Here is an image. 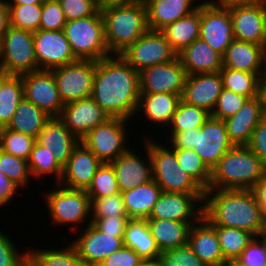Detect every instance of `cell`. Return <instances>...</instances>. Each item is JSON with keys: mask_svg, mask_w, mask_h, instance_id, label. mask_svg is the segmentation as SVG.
I'll return each instance as SVG.
<instances>
[{"mask_svg": "<svg viewBox=\"0 0 266 266\" xmlns=\"http://www.w3.org/2000/svg\"><path fill=\"white\" fill-rule=\"evenodd\" d=\"M91 97L109 117L129 120L139 105L138 71L121 55L102 58L96 62Z\"/></svg>", "mask_w": 266, "mask_h": 266, "instance_id": "1", "label": "cell"}, {"mask_svg": "<svg viewBox=\"0 0 266 266\" xmlns=\"http://www.w3.org/2000/svg\"><path fill=\"white\" fill-rule=\"evenodd\" d=\"M203 218L212 227H231L259 234L262 208L251 190L206 189Z\"/></svg>", "mask_w": 266, "mask_h": 266, "instance_id": "2", "label": "cell"}, {"mask_svg": "<svg viewBox=\"0 0 266 266\" xmlns=\"http://www.w3.org/2000/svg\"><path fill=\"white\" fill-rule=\"evenodd\" d=\"M100 12L111 55H120L149 30L144 0L131 4L100 6Z\"/></svg>", "mask_w": 266, "mask_h": 266, "instance_id": "3", "label": "cell"}, {"mask_svg": "<svg viewBox=\"0 0 266 266\" xmlns=\"http://www.w3.org/2000/svg\"><path fill=\"white\" fill-rule=\"evenodd\" d=\"M266 169L247 145H234L211 170L208 189L250 190Z\"/></svg>", "mask_w": 266, "mask_h": 266, "instance_id": "4", "label": "cell"}, {"mask_svg": "<svg viewBox=\"0 0 266 266\" xmlns=\"http://www.w3.org/2000/svg\"><path fill=\"white\" fill-rule=\"evenodd\" d=\"M170 140L173 149H193L212 170L220 158L234 145L229 140L223 120L212 116L201 128L182 132H171Z\"/></svg>", "mask_w": 266, "mask_h": 266, "instance_id": "5", "label": "cell"}, {"mask_svg": "<svg viewBox=\"0 0 266 266\" xmlns=\"http://www.w3.org/2000/svg\"><path fill=\"white\" fill-rule=\"evenodd\" d=\"M63 31L76 59L97 62L111 56L100 10L93 16L66 21Z\"/></svg>", "mask_w": 266, "mask_h": 266, "instance_id": "6", "label": "cell"}, {"mask_svg": "<svg viewBox=\"0 0 266 266\" xmlns=\"http://www.w3.org/2000/svg\"><path fill=\"white\" fill-rule=\"evenodd\" d=\"M149 137V154L153 180L163 192L205 193V189L177 162L175 149Z\"/></svg>", "mask_w": 266, "mask_h": 266, "instance_id": "7", "label": "cell"}, {"mask_svg": "<svg viewBox=\"0 0 266 266\" xmlns=\"http://www.w3.org/2000/svg\"><path fill=\"white\" fill-rule=\"evenodd\" d=\"M0 63L4 75L38 70L33 32L9 26L0 41Z\"/></svg>", "mask_w": 266, "mask_h": 266, "instance_id": "8", "label": "cell"}, {"mask_svg": "<svg viewBox=\"0 0 266 266\" xmlns=\"http://www.w3.org/2000/svg\"><path fill=\"white\" fill-rule=\"evenodd\" d=\"M127 121L129 122L123 118L110 117L92 129L80 142L100 161L110 163L128 150V146H125L128 137Z\"/></svg>", "mask_w": 266, "mask_h": 266, "instance_id": "9", "label": "cell"}, {"mask_svg": "<svg viewBox=\"0 0 266 266\" xmlns=\"http://www.w3.org/2000/svg\"><path fill=\"white\" fill-rule=\"evenodd\" d=\"M56 187L54 191L49 190V193L45 194V203L53 223L75 226L85 222L84 220L91 221V200L86 190L69 189L58 183Z\"/></svg>", "mask_w": 266, "mask_h": 266, "instance_id": "10", "label": "cell"}, {"mask_svg": "<svg viewBox=\"0 0 266 266\" xmlns=\"http://www.w3.org/2000/svg\"><path fill=\"white\" fill-rule=\"evenodd\" d=\"M63 104L91 96L96 61L76 60L51 70Z\"/></svg>", "mask_w": 266, "mask_h": 266, "instance_id": "11", "label": "cell"}, {"mask_svg": "<svg viewBox=\"0 0 266 266\" xmlns=\"http://www.w3.org/2000/svg\"><path fill=\"white\" fill-rule=\"evenodd\" d=\"M213 50L225 54L235 40L229 7L215 0L200 3V37Z\"/></svg>", "mask_w": 266, "mask_h": 266, "instance_id": "12", "label": "cell"}, {"mask_svg": "<svg viewBox=\"0 0 266 266\" xmlns=\"http://www.w3.org/2000/svg\"><path fill=\"white\" fill-rule=\"evenodd\" d=\"M136 71L178 58L161 31L148 30L120 54Z\"/></svg>", "mask_w": 266, "mask_h": 266, "instance_id": "13", "label": "cell"}, {"mask_svg": "<svg viewBox=\"0 0 266 266\" xmlns=\"http://www.w3.org/2000/svg\"><path fill=\"white\" fill-rule=\"evenodd\" d=\"M204 195L205 193L162 192L147 219L199 222L203 218L204 207L197 202H204Z\"/></svg>", "mask_w": 266, "mask_h": 266, "instance_id": "14", "label": "cell"}, {"mask_svg": "<svg viewBox=\"0 0 266 266\" xmlns=\"http://www.w3.org/2000/svg\"><path fill=\"white\" fill-rule=\"evenodd\" d=\"M24 98L51 117H59L64 104L51 70H35L21 75Z\"/></svg>", "mask_w": 266, "mask_h": 266, "instance_id": "15", "label": "cell"}, {"mask_svg": "<svg viewBox=\"0 0 266 266\" xmlns=\"http://www.w3.org/2000/svg\"><path fill=\"white\" fill-rule=\"evenodd\" d=\"M138 74L140 93L181 95L187 78V72L179 58L168 63L146 67Z\"/></svg>", "mask_w": 266, "mask_h": 266, "instance_id": "16", "label": "cell"}, {"mask_svg": "<svg viewBox=\"0 0 266 266\" xmlns=\"http://www.w3.org/2000/svg\"><path fill=\"white\" fill-rule=\"evenodd\" d=\"M38 69L52 70L77 59L73 55L63 30H37L33 33Z\"/></svg>", "mask_w": 266, "mask_h": 266, "instance_id": "17", "label": "cell"}, {"mask_svg": "<svg viewBox=\"0 0 266 266\" xmlns=\"http://www.w3.org/2000/svg\"><path fill=\"white\" fill-rule=\"evenodd\" d=\"M234 38L266 46V4L229 7Z\"/></svg>", "mask_w": 266, "mask_h": 266, "instance_id": "18", "label": "cell"}, {"mask_svg": "<svg viewBox=\"0 0 266 266\" xmlns=\"http://www.w3.org/2000/svg\"><path fill=\"white\" fill-rule=\"evenodd\" d=\"M71 244L88 266H98L124 245L123 237L106 235L99 231L90 221L84 232L77 239L75 237Z\"/></svg>", "mask_w": 266, "mask_h": 266, "instance_id": "19", "label": "cell"}, {"mask_svg": "<svg viewBox=\"0 0 266 266\" xmlns=\"http://www.w3.org/2000/svg\"><path fill=\"white\" fill-rule=\"evenodd\" d=\"M59 118L81 140L97 125L110 117L90 96L64 104Z\"/></svg>", "mask_w": 266, "mask_h": 266, "instance_id": "20", "label": "cell"}, {"mask_svg": "<svg viewBox=\"0 0 266 266\" xmlns=\"http://www.w3.org/2000/svg\"><path fill=\"white\" fill-rule=\"evenodd\" d=\"M144 143L148 160L141 159L140 155L128 149L117 159L110 162L115 170L121 193L134 189L153 179L152 163L149 154V137L146 138L145 136Z\"/></svg>", "mask_w": 266, "mask_h": 266, "instance_id": "21", "label": "cell"}, {"mask_svg": "<svg viewBox=\"0 0 266 266\" xmlns=\"http://www.w3.org/2000/svg\"><path fill=\"white\" fill-rule=\"evenodd\" d=\"M102 163L80 142L74 148L68 162L63 166L62 177L58 184L69 189L87 190Z\"/></svg>", "mask_w": 266, "mask_h": 266, "instance_id": "22", "label": "cell"}, {"mask_svg": "<svg viewBox=\"0 0 266 266\" xmlns=\"http://www.w3.org/2000/svg\"><path fill=\"white\" fill-rule=\"evenodd\" d=\"M222 90L220 71L187 75L181 101L212 113Z\"/></svg>", "mask_w": 266, "mask_h": 266, "instance_id": "23", "label": "cell"}, {"mask_svg": "<svg viewBox=\"0 0 266 266\" xmlns=\"http://www.w3.org/2000/svg\"><path fill=\"white\" fill-rule=\"evenodd\" d=\"M36 142L50 150L63 167L80 140L65 126L59 117H51L38 134Z\"/></svg>", "mask_w": 266, "mask_h": 266, "instance_id": "24", "label": "cell"}, {"mask_svg": "<svg viewBox=\"0 0 266 266\" xmlns=\"http://www.w3.org/2000/svg\"><path fill=\"white\" fill-rule=\"evenodd\" d=\"M265 116L260 97L248 99L236 114L224 120L229 140L233 145H247Z\"/></svg>", "mask_w": 266, "mask_h": 266, "instance_id": "25", "label": "cell"}, {"mask_svg": "<svg viewBox=\"0 0 266 266\" xmlns=\"http://www.w3.org/2000/svg\"><path fill=\"white\" fill-rule=\"evenodd\" d=\"M188 245L206 266H222L226 261L216 230L204 218L192 225Z\"/></svg>", "mask_w": 266, "mask_h": 266, "instance_id": "26", "label": "cell"}, {"mask_svg": "<svg viewBox=\"0 0 266 266\" xmlns=\"http://www.w3.org/2000/svg\"><path fill=\"white\" fill-rule=\"evenodd\" d=\"M187 75L219 72L223 68V58L200 38L193 41L178 54Z\"/></svg>", "mask_w": 266, "mask_h": 266, "instance_id": "27", "label": "cell"}, {"mask_svg": "<svg viewBox=\"0 0 266 266\" xmlns=\"http://www.w3.org/2000/svg\"><path fill=\"white\" fill-rule=\"evenodd\" d=\"M196 0H144L147 7L149 30L161 31L198 8ZM193 3V4H192Z\"/></svg>", "mask_w": 266, "mask_h": 266, "instance_id": "28", "label": "cell"}, {"mask_svg": "<svg viewBox=\"0 0 266 266\" xmlns=\"http://www.w3.org/2000/svg\"><path fill=\"white\" fill-rule=\"evenodd\" d=\"M265 51L266 46L234 40L222 56L223 67L259 73Z\"/></svg>", "mask_w": 266, "mask_h": 266, "instance_id": "29", "label": "cell"}, {"mask_svg": "<svg viewBox=\"0 0 266 266\" xmlns=\"http://www.w3.org/2000/svg\"><path fill=\"white\" fill-rule=\"evenodd\" d=\"M146 221L161 252L187 245L190 229L197 223L163 219H146Z\"/></svg>", "mask_w": 266, "mask_h": 266, "instance_id": "30", "label": "cell"}, {"mask_svg": "<svg viewBox=\"0 0 266 266\" xmlns=\"http://www.w3.org/2000/svg\"><path fill=\"white\" fill-rule=\"evenodd\" d=\"M181 95L173 93H140L139 111L148 118V121L154 124L170 125L173 114L175 113Z\"/></svg>", "mask_w": 266, "mask_h": 266, "instance_id": "31", "label": "cell"}, {"mask_svg": "<svg viewBox=\"0 0 266 266\" xmlns=\"http://www.w3.org/2000/svg\"><path fill=\"white\" fill-rule=\"evenodd\" d=\"M162 192L153 179L134 189L122 192L128 217L147 219Z\"/></svg>", "mask_w": 266, "mask_h": 266, "instance_id": "32", "label": "cell"}, {"mask_svg": "<svg viewBox=\"0 0 266 266\" xmlns=\"http://www.w3.org/2000/svg\"><path fill=\"white\" fill-rule=\"evenodd\" d=\"M161 32L177 54L182 52L200 37V3L195 11L167 25Z\"/></svg>", "mask_w": 266, "mask_h": 266, "instance_id": "33", "label": "cell"}, {"mask_svg": "<svg viewBox=\"0 0 266 266\" xmlns=\"http://www.w3.org/2000/svg\"><path fill=\"white\" fill-rule=\"evenodd\" d=\"M123 244L133 249L142 259H157L161 254L146 219L130 218L124 232Z\"/></svg>", "mask_w": 266, "mask_h": 266, "instance_id": "34", "label": "cell"}, {"mask_svg": "<svg viewBox=\"0 0 266 266\" xmlns=\"http://www.w3.org/2000/svg\"><path fill=\"white\" fill-rule=\"evenodd\" d=\"M50 118L51 116L44 110L36 107L32 102L23 98L7 127L37 138Z\"/></svg>", "mask_w": 266, "mask_h": 266, "instance_id": "35", "label": "cell"}, {"mask_svg": "<svg viewBox=\"0 0 266 266\" xmlns=\"http://www.w3.org/2000/svg\"><path fill=\"white\" fill-rule=\"evenodd\" d=\"M23 98L21 75L0 74V129L9 125Z\"/></svg>", "mask_w": 266, "mask_h": 266, "instance_id": "36", "label": "cell"}, {"mask_svg": "<svg viewBox=\"0 0 266 266\" xmlns=\"http://www.w3.org/2000/svg\"><path fill=\"white\" fill-rule=\"evenodd\" d=\"M28 266H88L78 255L75 247L69 244L60 249L30 250Z\"/></svg>", "mask_w": 266, "mask_h": 266, "instance_id": "37", "label": "cell"}, {"mask_svg": "<svg viewBox=\"0 0 266 266\" xmlns=\"http://www.w3.org/2000/svg\"><path fill=\"white\" fill-rule=\"evenodd\" d=\"M223 88L248 99L259 96V73H249L223 67L220 70Z\"/></svg>", "mask_w": 266, "mask_h": 266, "instance_id": "38", "label": "cell"}, {"mask_svg": "<svg viewBox=\"0 0 266 266\" xmlns=\"http://www.w3.org/2000/svg\"><path fill=\"white\" fill-rule=\"evenodd\" d=\"M216 230L221 251L225 260L237 259L250 241L252 233L231 227H213Z\"/></svg>", "mask_w": 266, "mask_h": 266, "instance_id": "39", "label": "cell"}, {"mask_svg": "<svg viewBox=\"0 0 266 266\" xmlns=\"http://www.w3.org/2000/svg\"><path fill=\"white\" fill-rule=\"evenodd\" d=\"M28 166L32 177L43 178L44 175L55 174L56 184L59 183L62 177L63 167L58 163L50 150L37 142L33 145L28 159Z\"/></svg>", "mask_w": 266, "mask_h": 266, "instance_id": "40", "label": "cell"}, {"mask_svg": "<svg viewBox=\"0 0 266 266\" xmlns=\"http://www.w3.org/2000/svg\"><path fill=\"white\" fill-rule=\"evenodd\" d=\"M210 116L211 113L205 109L180 101L168 127H170L171 132L201 128Z\"/></svg>", "mask_w": 266, "mask_h": 266, "instance_id": "41", "label": "cell"}, {"mask_svg": "<svg viewBox=\"0 0 266 266\" xmlns=\"http://www.w3.org/2000/svg\"><path fill=\"white\" fill-rule=\"evenodd\" d=\"M10 26L26 31L39 30L42 4H7Z\"/></svg>", "mask_w": 266, "mask_h": 266, "instance_id": "42", "label": "cell"}, {"mask_svg": "<svg viewBox=\"0 0 266 266\" xmlns=\"http://www.w3.org/2000/svg\"><path fill=\"white\" fill-rule=\"evenodd\" d=\"M36 138L14 131L8 127L0 129V149L28 161Z\"/></svg>", "mask_w": 266, "mask_h": 266, "instance_id": "43", "label": "cell"}, {"mask_svg": "<svg viewBox=\"0 0 266 266\" xmlns=\"http://www.w3.org/2000/svg\"><path fill=\"white\" fill-rule=\"evenodd\" d=\"M86 192L90 199L120 193L116 173L110 163H102L97 169Z\"/></svg>", "mask_w": 266, "mask_h": 266, "instance_id": "44", "label": "cell"}, {"mask_svg": "<svg viewBox=\"0 0 266 266\" xmlns=\"http://www.w3.org/2000/svg\"><path fill=\"white\" fill-rule=\"evenodd\" d=\"M177 162L185 172L190 174L205 190L211 180V170L193 149H175Z\"/></svg>", "mask_w": 266, "mask_h": 266, "instance_id": "45", "label": "cell"}, {"mask_svg": "<svg viewBox=\"0 0 266 266\" xmlns=\"http://www.w3.org/2000/svg\"><path fill=\"white\" fill-rule=\"evenodd\" d=\"M91 200V220L97 218L128 217L122 193Z\"/></svg>", "mask_w": 266, "mask_h": 266, "instance_id": "46", "label": "cell"}, {"mask_svg": "<svg viewBox=\"0 0 266 266\" xmlns=\"http://www.w3.org/2000/svg\"><path fill=\"white\" fill-rule=\"evenodd\" d=\"M0 171L20 187L28 183L31 177L28 161L0 149Z\"/></svg>", "mask_w": 266, "mask_h": 266, "instance_id": "47", "label": "cell"}, {"mask_svg": "<svg viewBox=\"0 0 266 266\" xmlns=\"http://www.w3.org/2000/svg\"><path fill=\"white\" fill-rule=\"evenodd\" d=\"M158 260L161 266H206L188 244L162 251Z\"/></svg>", "mask_w": 266, "mask_h": 266, "instance_id": "48", "label": "cell"}, {"mask_svg": "<svg viewBox=\"0 0 266 266\" xmlns=\"http://www.w3.org/2000/svg\"><path fill=\"white\" fill-rule=\"evenodd\" d=\"M247 100V97L223 88L211 116L224 121L236 114Z\"/></svg>", "mask_w": 266, "mask_h": 266, "instance_id": "49", "label": "cell"}, {"mask_svg": "<svg viewBox=\"0 0 266 266\" xmlns=\"http://www.w3.org/2000/svg\"><path fill=\"white\" fill-rule=\"evenodd\" d=\"M66 24L64 12L58 0H44L42 4L41 30H63Z\"/></svg>", "mask_w": 266, "mask_h": 266, "instance_id": "50", "label": "cell"}, {"mask_svg": "<svg viewBox=\"0 0 266 266\" xmlns=\"http://www.w3.org/2000/svg\"><path fill=\"white\" fill-rule=\"evenodd\" d=\"M66 21L86 18L100 10L98 0H58Z\"/></svg>", "mask_w": 266, "mask_h": 266, "instance_id": "51", "label": "cell"}, {"mask_svg": "<svg viewBox=\"0 0 266 266\" xmlns=\"http://www.w3.org/2000/svg\"><path fill=\"white\" fill-rule=\"evenodd\" d=\"M15 245L8 235L0 231V266H28V249L21 253Z\"/></svg>", "mask_w": 266, "mask_h": 266, "instance_id": "52", "label": "cell"}, {"mask_svg": "<svg viewBox=\"0 0 266 266\" xmlns=\"http://www.w3.org/2000/svg\"><path fill=\"white\" fill-rule=\"evenodd\" d=\"M237 260L243 266H266V240L255 236Z\"/></svg>", "mask_w": 266, "mask_h": 266, "instance_id": "53", "label": "cell"}, {"mask_svg": "<svg viewBox=\"0 0 266 266\" xmlns=\"http://www.w3.org/2000/svg\"><path fill=\"white\" fill-rule=\"evenodd\" d=\"M129 217H111V218H97L90 222L104 234L114 235V237H124V232Z\"/></svg>", "mask_w": 266, "mask_h": 266, "instance_id": "54", "label": "cell"}, {"mask_svg": "<svg viewBox=\"0 0 266 266\" xmlns=\"http://www.w3.org/2000/svg\"><path fill=\"white\" fill-rule=\"evenodd\" d=\"M140 261L142 258L133 249L123 245L98 266H136Z\"/></svg>", "mask_w": 266, "mask_h": 266, "instance_id": "55", "label": "cell"}, {"mask_svg": "<svg viewBox=\"0 0 266 266\" xmlns=\"http://www.w3.org/2000/svg\"><path fill=\"white\" fill-rule=\"evenodd\" d=\"M247 146L260 158L266 169V116L255 127Z\"/></svg>", "mask_w": 266, "mask_h": 266, "instance_id": "56", "label": "cell"}, {"mask_svg": "<svg viewBox=\"0 0 266 266\" xmlns=\"http://www.w3.org/2000/svg\"><path fill=\"white\" fill-rule=\"evenodd\" d=\"M20 187L0 171V207L6 205L19 192Z\"/></svg>", "mask_w": 266, "mask_h": 266, "instance_id": "57", "label": "cell"}, {"mask_svg": "<svg viewBox=\"0 0 266 266\" xmlns=\"http://www.w3.org/2000/svg\"><path fill=\"white\" fill-rule=\"evenodd\" d=\"M250 190L253 192L262 211H266V174Z\"/></svg>", "mask_w": 266, "mask_h": 266, "instance_id": "58", "label": "cell"}, {"mask_svg": "<svg viewBox=\"0 0 266 266\" xmlns=\"http://www.w3.org/2000/svg\"><path fill=\"white\" fill-rule=\"evenodd\" d=\"M9 26V8L7 6V2L0 0V41Z\"/></svg>", "mask_w": 266, "mask_h": 266, "instance_id": "59", "label": "cell"}, {"mask_svg": "<svg viewBox=\"0 0 266 266\" xmlns=\"http://www.w3.org/2000/svg\"><path fill=\"white\" fill-rule=\"evenodd\" d=\"M226 7L266 4V0H216Z\"/></svg>", "mask_w": 266, "mask_h": 266, "instance_id": "60", "label": "cell"}, {"mask_svg": "<svg viewBox=\"0 0 266 266\" xmlns=\"http://www.w3.org/2000/svg\"><path fill=\"white\" fill-rule=\"evenodd\" d=\"M100 6H107L112 4H131V3H137L142 0H98Z\"/></svg>", "mask_w": 266, "mask_h": 266, "instance_id": "61", "label": "cell"}, {"mask_svg": "<svg viewBox=\"0 0 266 266\" xmlns=\"http://www.w3.org/2000/svg\"><path fill=\"white\" fill-rule=\"evenodd\" d=\"M259 83H266V51L261 60V68L258 75Z\"/></svg>", "mask_w": 266, "mask_h": 266, "instance_id": "62", "label": "cell"}, {"mask_svg": "<svg viewBox=\"0 0 266 266\" xmlns=\"http://www.w3.org/2000/svg\"><path fill=\"white\" fill-rule=\"evenodd\" d=\"M259 97L266 114V83H259Z\"/></svg>", "mask_w": 266, "mask_h": 266, "instance_id": "63", "label": "cell"}, {"mask_svg": "<svg viewBox=\"0 0 266 266\" xmlns=\"http://www.w3.org/2000/svg\"><path fill=\"white\" fill-rule=\"evenodd\" d=\"M7 4H43L44 0H6Z\"/></svg>", "mask_w": 266, "mask_h": 266, "instance_id": "64", "label": "cell"}, {"mask_svg": "<svg viewBox=\"0 0 266 266\" xmlns=\"http://www.w3.org/2000/svg\"><path fill=\"white\" fill-rule=\"evenodd\" d=\"M257 236L261 239L266 240V211H264L262 214L261 228Z\"/></svg>", "mask_w": 266, "mask_h": 266, "instance_id": "65", "label": "cell"}, {"mask_svg": "<svg viewBox=\"0 0 266 266\" xmlns=\"http://www.w3.org/2000/svg\"><path fill=\"white\" fill-rule=\"evenodd\" d=\"M136 266H161L157 259H142Z\"/></svg>", "mask_w": 266, "mask_h": 266, "instance_id": "66", "label": "cell"}, {"mask_svg": "<svg viewBox=\"0 0 266 266\" xmlns=\"http://www.w3.org/2000/svg\"><path fill=\"white\" fill-rule=\"evenodd\" d=\"M222 266H243L237 259L226 260Z\"/></svg>", "mask_w": 266, "mask_h": 266, "instance_id": "67", "label": "cell"}]
</instances>
